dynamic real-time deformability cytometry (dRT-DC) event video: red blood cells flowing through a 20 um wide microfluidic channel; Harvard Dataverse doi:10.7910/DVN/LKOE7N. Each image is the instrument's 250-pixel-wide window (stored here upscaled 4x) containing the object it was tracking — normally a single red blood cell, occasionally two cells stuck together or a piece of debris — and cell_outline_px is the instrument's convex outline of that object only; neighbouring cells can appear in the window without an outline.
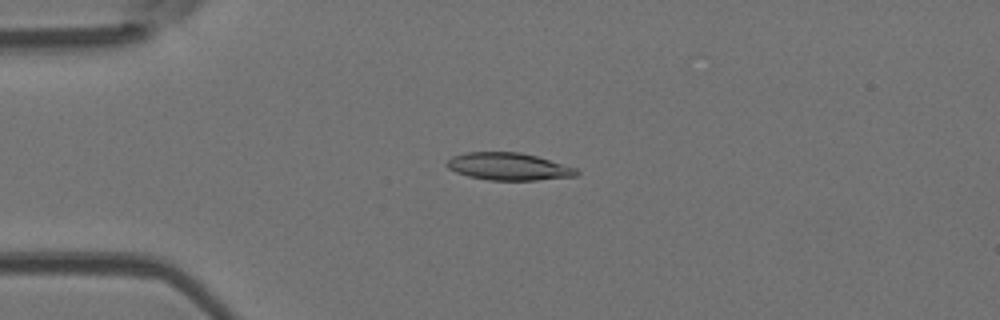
{"species": "Egyptian fruit bat (a non-hibernating species)", "species_latin": "Rousettus aegyptiacus", "temperature_condition": "room temperature", "stored_images_in_passage": 42, "camera_frame_rate_fps": 3000, "um_per_image_px": 0.085, "animal": {"sex": "female"}, "frame": {"image": 1, "passage_image": 3, "time_ms": 0.667, "image_size_px": [1000, 320], "cell_outline_px": [[580, 172], [576, 176], [536, 180], [488, 180], [468, 176], [456, 172], [448, 168], [444, 164], [452, 156], [468, 152], [520, 152], [536, 156], [576, 168]], "centroid_in_image_um": [43.2, 14.15], "position_along_channel_um": 41.8, "area_um2": 20.63}}
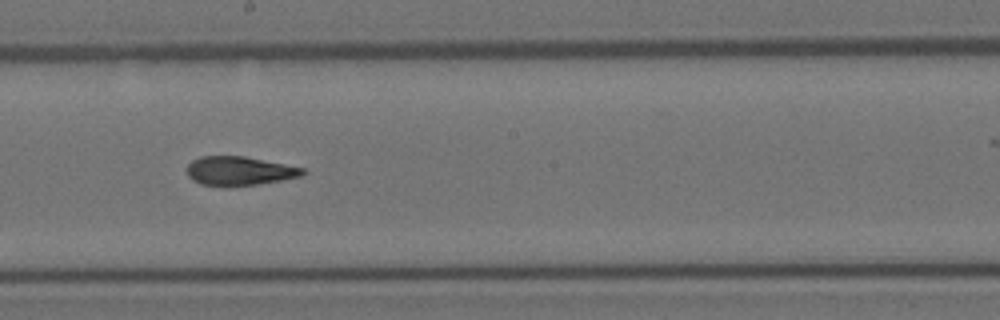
{"frame": {"image": 2, "passage_image": 19, "time_ms": 6.0, "image_size_px": [1000, 320], "cell_outline_px": [[308, 172], [304, 176], [256, 184], [228, 188], [200, 184], [192, 180], [188, 176], [188, 164], [192, 160], [200, 156], [244, 156], [304, 168]], "centroid_in_image_um": [20.34, 14.55], "position_along_channel_um": 227.9, "area_um2": 19.83}}
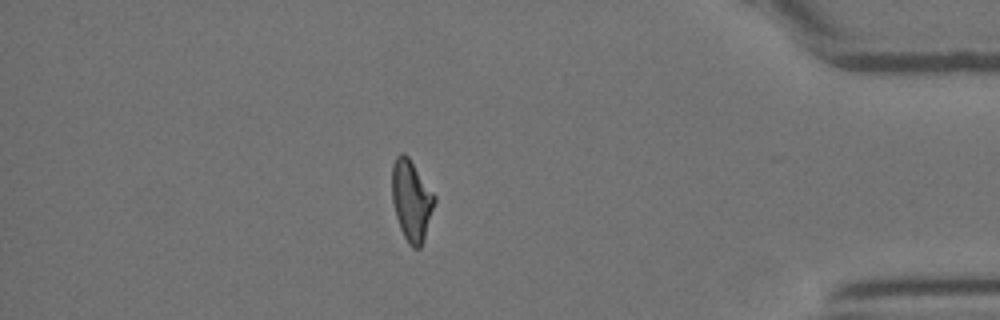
{"frame": {"image": 3, "passage_image": 35, "time_ms": 11.333, "image_size_px": [1000, 320], "cell_outline_px": [[436, 200], [424, 240], [420, 248], [412, 248], [408, 244], [400, 228], [396, 216], [392, 200], [392, 164], [396, 156], [400, 152], [404, 152], [408, 156], [436, 196]], "centroid_in_image_um": [34.97, 17.02], "position_along_channel_um": 400.2, "area_um2": 20.11}, "authors_computed_cell_mechanics": {"area_um2": 20.1144, "velocity_mm_per_s": 3.9533, "shape_relaxation_time_tau1_ms": 5.7191, "shape_relaxation_time_tau2_ms": 2.1243, "deformation_change_tau1": 0.2056, "deformation_change_tau2": 0.0972}}